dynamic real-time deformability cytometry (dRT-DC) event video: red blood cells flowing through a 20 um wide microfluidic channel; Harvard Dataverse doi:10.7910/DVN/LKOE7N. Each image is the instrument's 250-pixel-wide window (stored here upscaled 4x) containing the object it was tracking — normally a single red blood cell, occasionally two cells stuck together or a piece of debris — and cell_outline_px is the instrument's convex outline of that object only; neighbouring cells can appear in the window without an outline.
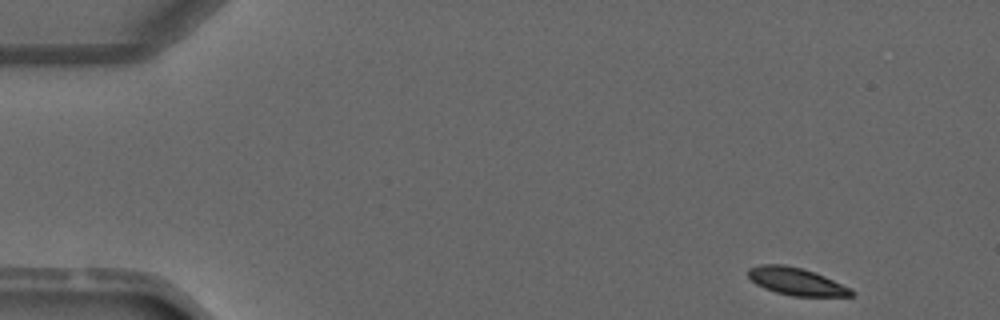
{"species": "common noctule bat (a hibernating species)", "species_latin": "Nyctalus noctula", "temperature_condition": "warm", "stored_images_in_passage": 3, "camera_frame_rate_fps": 3000, "um_per_image_px": 0.085, "animal": {"sex": "male", "forearm_length_mm": 52.5}, "frame": {"image": 1, "passage_image": 1, "time_ms": 0.0, "image_size_px": [1000, 320], "cell_outline_px": [[852, 296], [792, 296], [776, 292], [764, 288], [756, 284], [748, 276], [748, 268], [760, 264], [784, 264], [800, 268], [824, 276], [852, 288]], "centroid_in_image_um": [67.66, 23.92], "position_along_channel_um": 17.3, "area_um2": 16.36}}
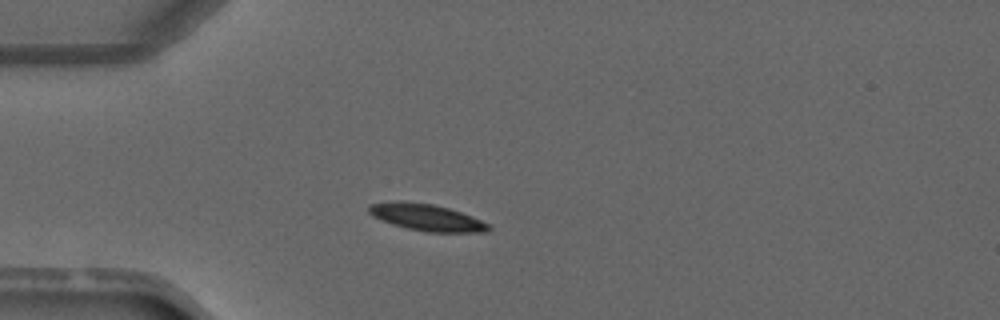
{"frame": {"image": 2, "passage_image": 3, "time_ms": 2.667, "image_size_px": [1000, 320], "cell_outline_px": [[492, 228], [488, 232], [428, 232], [408, 228], [392, 224], [380, 220], [372, 216], [368, 212], [368, 204], [396, 200], [404, 200], [432, 204], [448, 208], [472, 216], [488, 224]], "centroid_in_image_um": [36.21, 18.46], "position_along_channel_um": 48.8, "area_um2": 18.79}}